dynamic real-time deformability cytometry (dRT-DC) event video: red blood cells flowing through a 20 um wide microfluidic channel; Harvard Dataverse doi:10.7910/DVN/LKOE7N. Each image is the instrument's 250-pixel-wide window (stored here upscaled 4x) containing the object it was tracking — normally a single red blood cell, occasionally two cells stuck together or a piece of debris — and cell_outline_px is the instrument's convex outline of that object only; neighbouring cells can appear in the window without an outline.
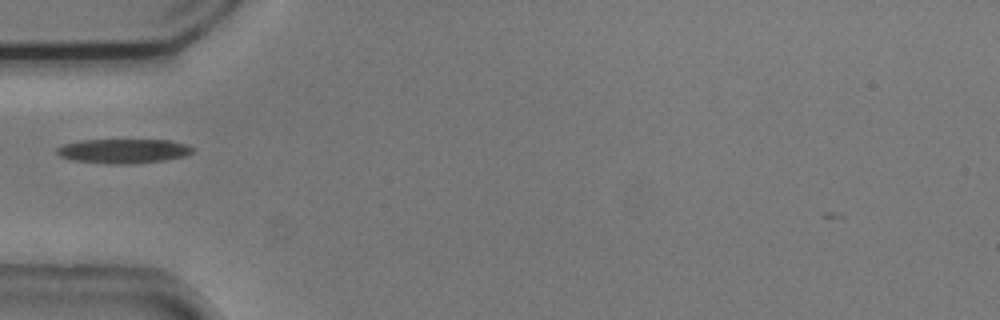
{"species": "common noctule bat (a hibernating species)", "species_latin": "Nyctalus noctula", "temperature_condition": "cold", "stored_images_in_passage": 37, "camera_frame_rate_fps": 3000, "um_per_image_px": 0.085, "animal": {"sex": "male", "body_mass_g": 20.5, "forearm_length_mm": 52.5}, "frame": {"image": 1, "passage_image": 1, "time_ms": 0.0, "image_size_px": [1000, 320], "cell_outline_px": [[196, 148], [192, 152], [184, 156], [164, 160], [128, 164], [108, 164], [76, 160], [60, 156], [56, 152], [56, 148], [64, 144], [80, 140], [168, 140], [188, 144]], "centroid_in_image_um": [10.52, 12.83], "position_along_channel_um": 74.5, "area_um2": 19.25}}
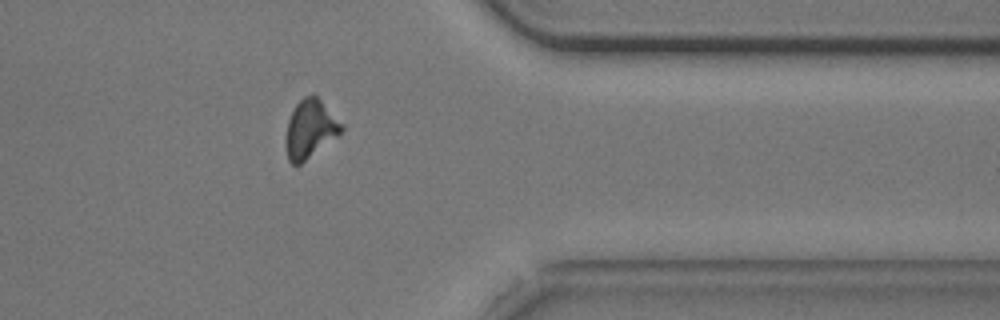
{"frame": {"image": 2, "passage_image": 27, "time_ms": 8.667, "image_size_px": [1000, 320], "cell_outline_px": [[344, 128], [336, 136], [300, 164], [292, 164], [288, 160], [284, 144], [284, 140], [288, 120], [296, 104], [304, 96], [316, 96], [344, 124]], "centroid_in_image_um": [26.33, 10.97], "position_along_channel_um": 385.1, "area_um2": 18.61}}
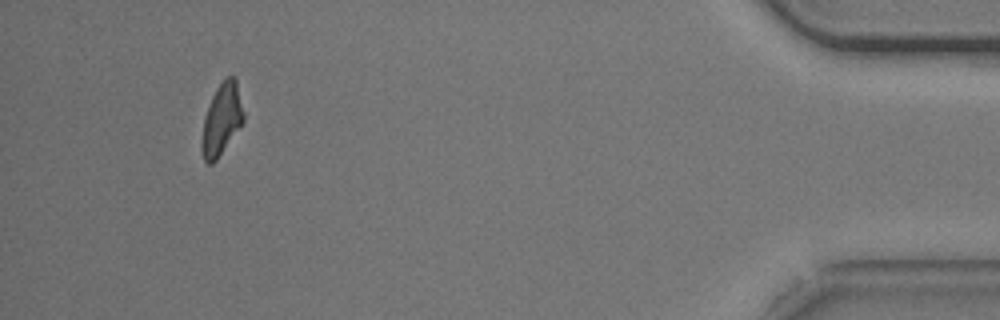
{"frame": {"image": 3, "passage_image": 34, "time_ms": 11.0, "image_size_px": [1000, 320], "cell_outline_px": [[244, 120], [216, 160], [212, 164], [208, 164], [204, 160], [200, 148], [204, 116], [212, 96], [216, 88], [228, 76], [232, 76], [236, 80], [244, 112]], "centroid_in_image_um": [18.82, 10.16], "position_along_channel_um": 416.4, "area_um2": 17.17}}